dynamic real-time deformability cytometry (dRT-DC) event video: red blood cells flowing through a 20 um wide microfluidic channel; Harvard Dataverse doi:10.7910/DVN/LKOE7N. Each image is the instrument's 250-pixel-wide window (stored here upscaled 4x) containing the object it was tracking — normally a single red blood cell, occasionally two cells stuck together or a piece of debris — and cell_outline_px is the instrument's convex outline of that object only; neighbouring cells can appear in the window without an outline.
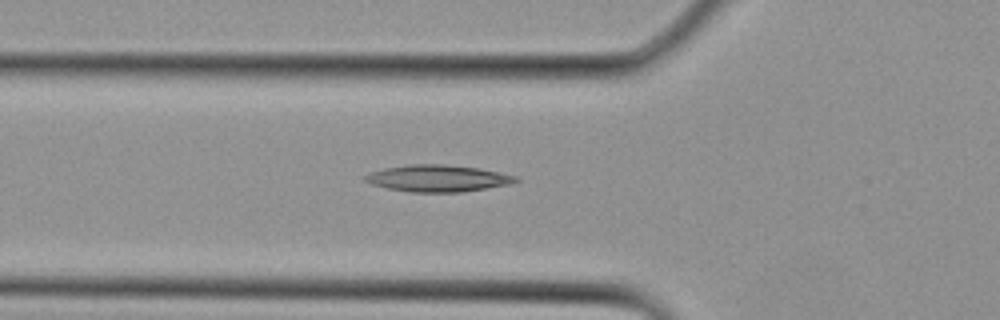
{"species": "Egyptian fruit bat (a non-hibernating species)", "species_latin": "Rousettus aegyptiacus", "temperature_condition": "cold", "stored_images_in_passage": 12, "camera_frame_rate_fps": 3000, "um_per_image_px": 0.085, "animal": {"sex": "female"}, "frame": {"image": 1, "passage_image": 4, "time_ms": 1.0, "image_size_px": [1000, 320], "cell_outline_px": [[520, 180], [512, 184], [460, 192], [412, 192], [388, 188], [372, 184], [364, 180], [364, 176], [368, 172], [384, 168], [412, 164], [444, 164], [480, 168], [520, 176]], "centroid_in_image_um": [37.26, 15.15], "position_along_channel_um": 88.5, "area_um2": 23.64}}
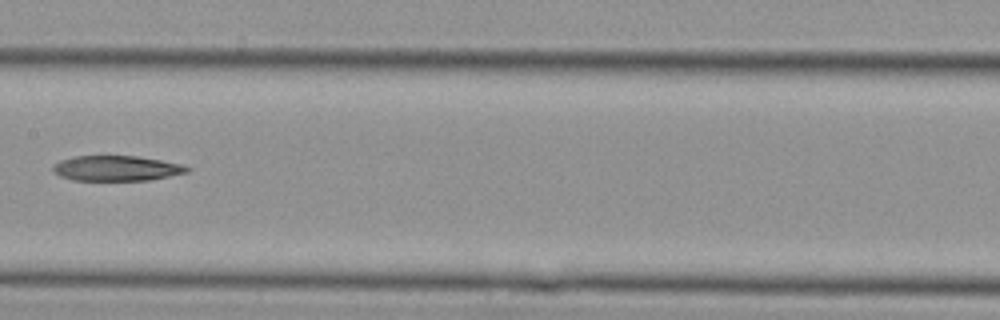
{"frame": {"image": 2, "passage_image": 9, "time_ms": 2.667, "image_size_px": [1000, 320], "cell_outline_px": [[192, 168], [188, 172], [148, 180], [72, 180], [60, 176], [52, 172], [52, 164], [60, 160], [76, 156], [136, 156], [160, 160], [180, 164]], "centroid_in_image_um": [9.85, 14.3], "position_along_channel_um": 197.5, "area_um2": 19.65}}
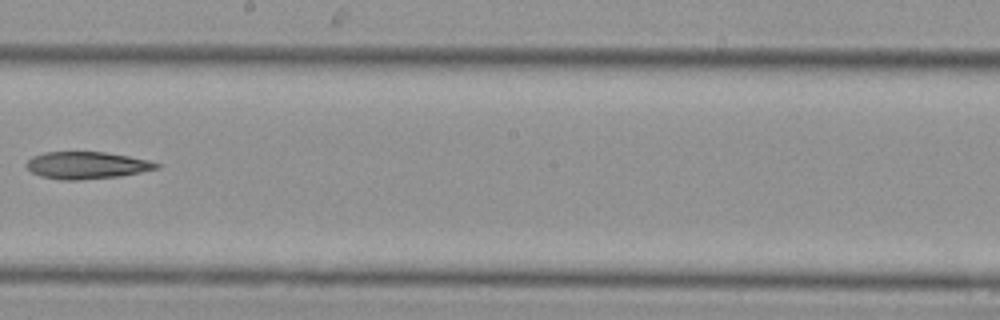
{"frame": {"image": 3, "passage_image": 11, "time_ms": 3.333, "image_size_px": [1000, 320], "cell_outline_px": [[160, 168], [120, 176], [80, 180], [60, 180], [40, 176], [32, 172], [24, 164], [32, 156], [44, 152], [104, 152], [128, 156], [148, 160], [160, 164]], "centroid_in_image_um": [7.35, 14.05], "position_along_channel_um": 240.9, "area_um2": 20.58}}